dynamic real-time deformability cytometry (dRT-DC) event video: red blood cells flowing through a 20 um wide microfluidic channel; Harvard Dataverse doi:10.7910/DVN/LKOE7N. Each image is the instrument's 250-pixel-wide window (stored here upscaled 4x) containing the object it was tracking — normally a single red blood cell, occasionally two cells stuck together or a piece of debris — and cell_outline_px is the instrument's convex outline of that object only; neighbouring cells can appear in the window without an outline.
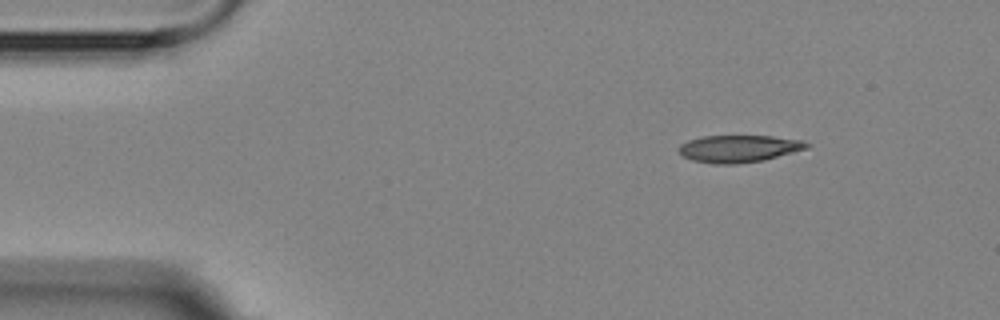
{"species": "Egyptian fruit bat (a non-hibernating species)", "species_latin": "Rousettus aegyptiacus", "temperature_condition": "room temperature", "stored_images_in_passage": 3, "camera_frame_rate_fps": 3000, "um_per_image_px": 0.085, "animal": {"sex": "female"}, "frame": {"image": 1, "passage_image": 1, "time_ms": 0.0, "image_size_px": [1000, 320], "cell_outline_px": [[812, 144], [808, 148], [764, 160], [736, 164], [716, 164], [692, 160], [684, 156], [680, 152], [680, 144], [688, 140], [704, 136], [772, 136], [804, 140]], "centroid_in_image_um": [62.85, 12.63], "position_along_channel_um": 22.1, "area_um2": 20.23}}
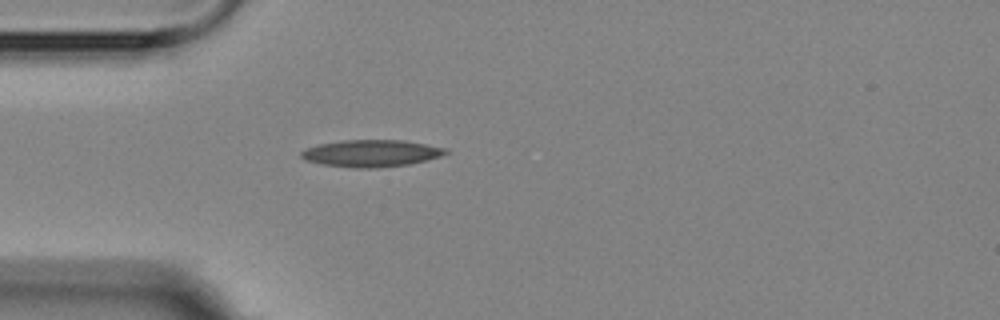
{"frame": {"image": 2, "passage_image": 3, "time_ms": 2.667, "image_size_px": [1000, 320], "cell_outline_px": [[448, 152], [440, 156], [408, 164], [372, 168], [356, 168], [320, 164], [304, 160], [300, 156], [300, 152], [304, 148], [316, 144], [340, 140], [404, 140], [448, 148]], "centroid_in_image_um": [31.48, 13.02], "position_along_channel_um": 53.5, "area_um2": 22.83}}